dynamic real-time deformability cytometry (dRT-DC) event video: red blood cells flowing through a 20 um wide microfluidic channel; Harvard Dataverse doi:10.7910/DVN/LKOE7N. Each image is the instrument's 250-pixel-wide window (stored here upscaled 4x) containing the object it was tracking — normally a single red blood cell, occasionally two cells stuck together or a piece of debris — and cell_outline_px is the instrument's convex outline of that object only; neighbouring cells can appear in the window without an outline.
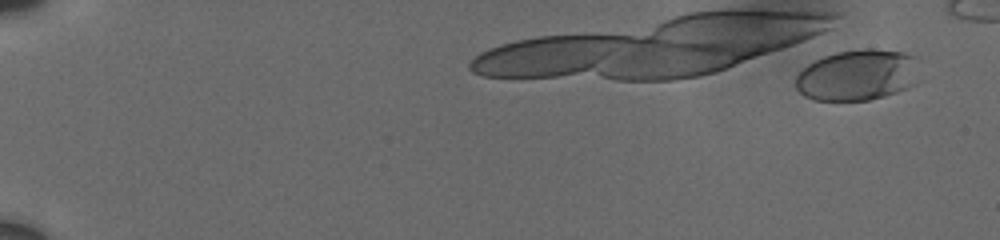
{"species": "human", "species_latin": "Homo sapiens", "temperature_condition": "cold", "stored_images_in_passage": 6, "camera_frame_rate_fps": 3000, "um_per_image_px": 0.085, "donor": {"sex": "male"}, "frame": {"image": 1, "passage_image": 2, "time_ms": 1.0, "image_size_px": [1000, 240], "cell_outline_px": [[916, 56], [912, 84], [908, 88], [884, 96], [868, 100], [812, 100], [804, 96], [796, 88], [796, 76], [808, 64], [824, 56], [836, 52], [864, 48], [872, 48], [904, 52]], "centroid_in_image_um": [72.83, 6.37], "position_along_channel_um": 12.2, "area_um2": 36.41}}